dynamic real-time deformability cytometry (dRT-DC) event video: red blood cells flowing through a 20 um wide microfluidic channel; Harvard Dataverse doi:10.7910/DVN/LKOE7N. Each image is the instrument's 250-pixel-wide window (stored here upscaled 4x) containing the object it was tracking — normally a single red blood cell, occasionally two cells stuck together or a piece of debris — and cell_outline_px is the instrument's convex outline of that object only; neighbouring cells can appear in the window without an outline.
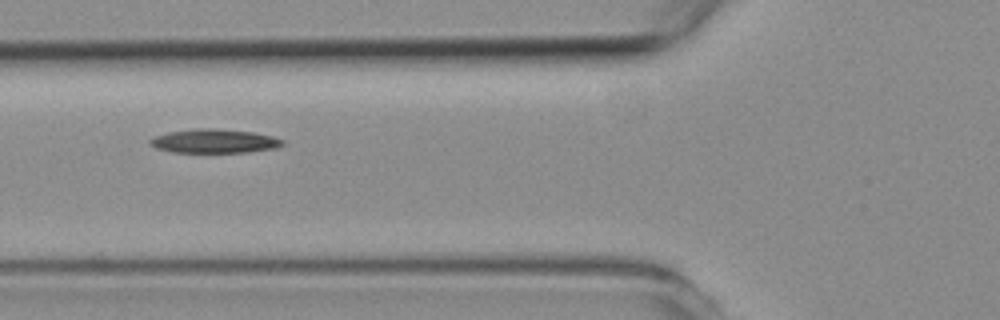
{"species": "common noctule bat (a hibernating species)", "species_latin": "Nyctalus noctula", "temperature_condition": "room temperature", "stored_images_in_passage": 3, "camera_frame_rate_fps": 3000, "um_per_image_px": 0.085, "animal": {"sex": "female", "body_mass_g": 19.3, "forearm_length_mm": 54.1}, "frame": {"image": 1, "passage_image": 3, "time_ms": 2.333, "image_size_px": [1000, 320], "cell_outline_px": [[284, 144], [276, 148], [248, 152], [172, 152], [156, 148], [148, 140], [156, 136], [168, 132], [196, 128], [216, 128], [252, 132], [272, 136], [284, 140]], "centroid_in_image_um": [18.24, 11.99], "position_along_channel_um": 107.6, "area_um2": 18.38}}